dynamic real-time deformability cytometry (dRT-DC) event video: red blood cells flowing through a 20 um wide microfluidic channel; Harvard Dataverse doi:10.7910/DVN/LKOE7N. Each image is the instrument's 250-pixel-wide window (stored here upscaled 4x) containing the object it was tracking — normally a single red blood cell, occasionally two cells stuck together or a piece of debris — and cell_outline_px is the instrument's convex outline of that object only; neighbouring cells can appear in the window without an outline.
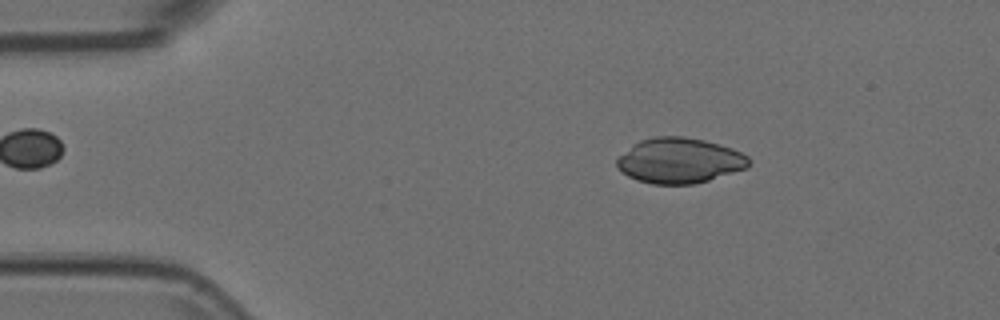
{"species": "Egyptian fruit bat (a non-hibernating species)", "species_latin": "Rousettus aegyptiacus", "temperature_condition": "room temperature", "stored_images_in_passage": 45, "camera_frame_rate_fps": 3000, "um_per_image_px": 0.085, "animal": {"sex": "female"}, "frame": {"image": 1, "passage_image": 8, "time_ms": 2.333, "image_size_px": [1000, 320], "cell_outline_px": [[752, 160], [748, 168], [696, 184], [652, 184], [636, 180], [620, 172], [616, 164], [616, 160], [632, 144], [640, 140], [656, 136], [684, 136], [704, 140], [720, 144], [732, 148], [748, 156]], "centroid_in_image_um": [57.77, 13.65], "position_along_channel_um": 27.2, "area_um2": 35.2}}